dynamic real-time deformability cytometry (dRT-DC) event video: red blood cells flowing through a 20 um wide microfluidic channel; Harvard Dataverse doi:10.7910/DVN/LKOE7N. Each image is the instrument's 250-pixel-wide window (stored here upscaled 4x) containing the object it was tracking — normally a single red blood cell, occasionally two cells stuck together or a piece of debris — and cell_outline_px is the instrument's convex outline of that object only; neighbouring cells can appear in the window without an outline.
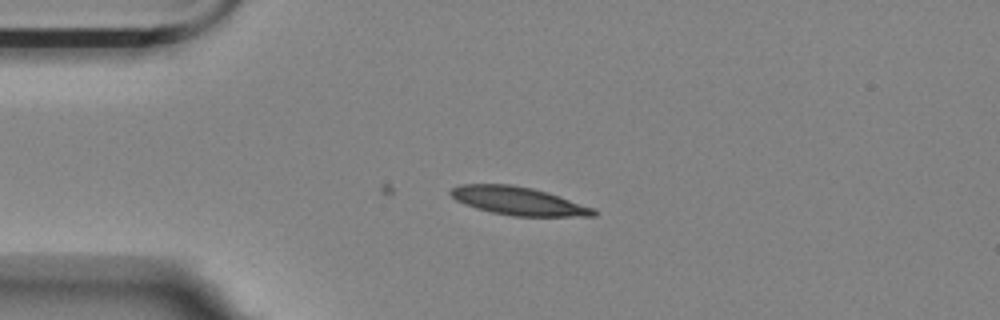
{"species": "Egyptian fruit bat (a non-hibernating species)", "species_latin": "Rousettus aegyptiacus", "temperature_condition": "room temperature", "stored_images_in_passage": 2, "camera_frame_rate_fps": 3000, "um_per_image_px": 0.085, "animal": {"sex": "female"}, "frame": {"image": 1, "passage_image": 1, "time_ms": 0.0, "image_size_px": [1000, 320], "cell_outline_px": [[596, 216], [512, 216], [492, 212], [476, 208], [464, 204], [456, 200], [448, 192], [452, 188], [460, 184], [512, 184], [532, 188], [548, 192], [596, 208]], "centroid_in_image_um": [44.07, 17.08], "position_along_channel_um": 40.9, "area_um2": 23.58}}